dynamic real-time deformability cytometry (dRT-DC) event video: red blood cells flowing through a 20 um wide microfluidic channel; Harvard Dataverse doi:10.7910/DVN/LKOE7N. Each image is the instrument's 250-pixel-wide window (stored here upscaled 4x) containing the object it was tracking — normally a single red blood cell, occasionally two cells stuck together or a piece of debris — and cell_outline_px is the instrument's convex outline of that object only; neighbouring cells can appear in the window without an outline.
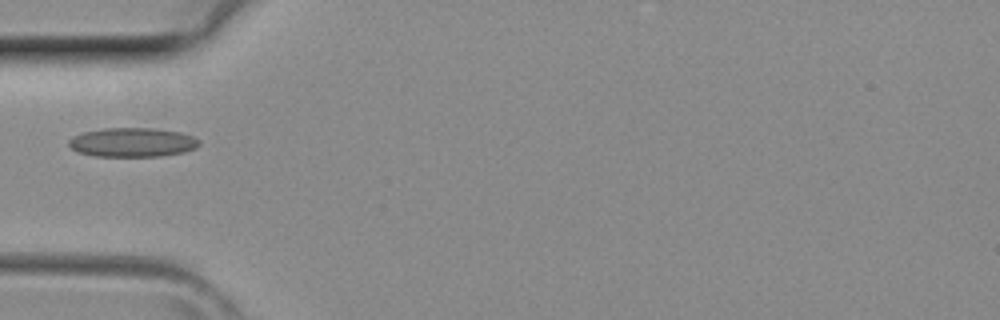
{"species": "common noctule bat (a hibernating species)", "species_latin": "Nyctalus noctula", "temperature_condition": "room temperature", "stored_images_in_passage": 5, "camera_frame_rate_fps": 3000, "um_per_image_px": 0.085, "animal": {"sex": "female", "body_mass_g": 29.2, "forearm_length_mm": 56.3}, "frame": {"image": 1, "passage_image": 5, "time_ms": 1.333, "image_size_px": [1000, 320], "cell_outline_px": [[200, 144], [196, 148], [184, 152], [160, 156], [96, 156], [80, 152], [72, 148], [68, 144], [68, 140], [72, 136], [84, 132], [104, 128], [152, 128], [180, 132], [192, 136], [200, 140]], "centroid_in_image_um": [11.27, 12.09], "position_along_channel_um": 73.7, "area_um2": 22.08}}